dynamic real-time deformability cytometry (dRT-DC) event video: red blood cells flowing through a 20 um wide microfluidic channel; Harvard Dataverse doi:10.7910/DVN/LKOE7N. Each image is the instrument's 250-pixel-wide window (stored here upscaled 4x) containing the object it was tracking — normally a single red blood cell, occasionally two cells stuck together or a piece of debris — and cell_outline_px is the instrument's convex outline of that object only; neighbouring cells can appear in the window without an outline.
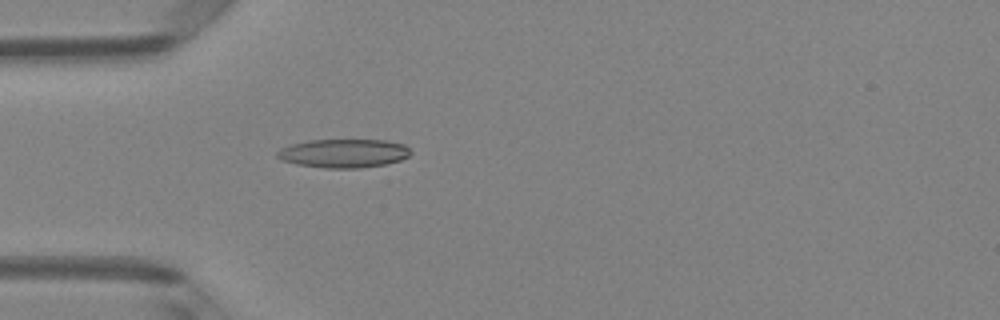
{"species": "Egyptian fruit bat (a non-hibernating species)", "species_latin": "Rousettus aegyptiacus", "temperature_condition": "room temperature", "stored_images_in_passage": 4, "camera_frame_rate_fps": 3000, "um_per_image_px": 0.085, "animal": {"sex": "female"}, "frame": {"image": 1, "passage_image": 4, "time_ms": 1.0, "image_size_px": [1000, 320], "cell_outline_px": [[412, 152], [408, 156], [400, 160], [384, 164], [360, 168], [324, 168], [296, 164], [280, 160], [276, 156], [276, 152], [280, 148], [292, 144], [308, 140], [384, 140], [404, 144]], "centroid_in_image_um": [29.17, 13.03], "position_along_channel_um": 55.8, "area_um2": 22.31}}